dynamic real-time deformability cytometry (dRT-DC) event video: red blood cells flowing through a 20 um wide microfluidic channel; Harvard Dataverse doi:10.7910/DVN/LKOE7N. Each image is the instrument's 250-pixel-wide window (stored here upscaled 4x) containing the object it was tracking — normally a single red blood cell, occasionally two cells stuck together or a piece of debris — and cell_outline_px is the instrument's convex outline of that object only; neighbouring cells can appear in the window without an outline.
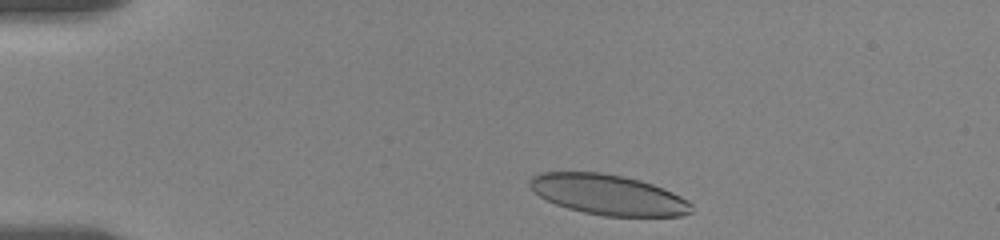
{"species": "human", "species_latin": "Homo sapiens", "temperature_condition": "room temperature", "stored_images_in_passage": 40, "camera_frame_rate_fps": 3000, "um_per_image_px": 0.085, "donor": {"sex": "female"}, "frame": {"image": 1, "passage_image": 2, "time_ms": 0.333, "image_size_px": [1000, 240], "cell_outline_px": [[692, 212], [680, 216], [604, 216], [584, 212], [568, 208], [556, 204], [540, 196], [528, 184], [528, 180], [532, 176], [540, 172], [600, 172], [624, 176], [640, 180], [652, 184], [672, 192], [688, 200], [692, 204]], "centroid_in_image_um": [51.7, 16.54], "position_along_channel_um": 33.3, "area_um2": 37.86}}
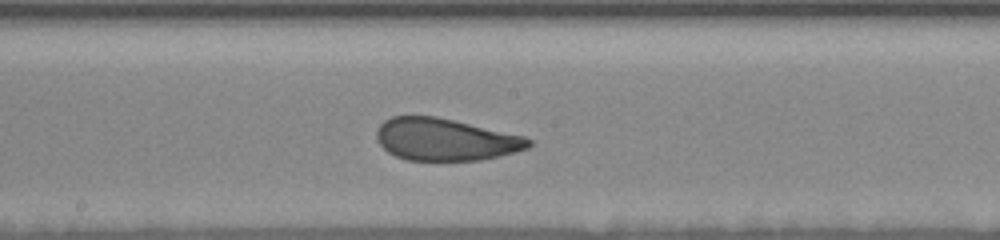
{"frame": {"image": 2, "passage_image": 22, "time_ms": 7.0, "image_size_px": [1000, 240], "cell_outline_px": [[532, 144], [528, 148], [480, 160], [408, 160], [396, 156], [388, 152], [380, 144], [376, 136], [376, 128], [384, 120], [392, 116], [436, 116], [524, 136], [532, 140]], "centroid_in_image_um": [37.82, 11.85], "position_along_channel_um": 210.4, "area_um2": 37.11}}
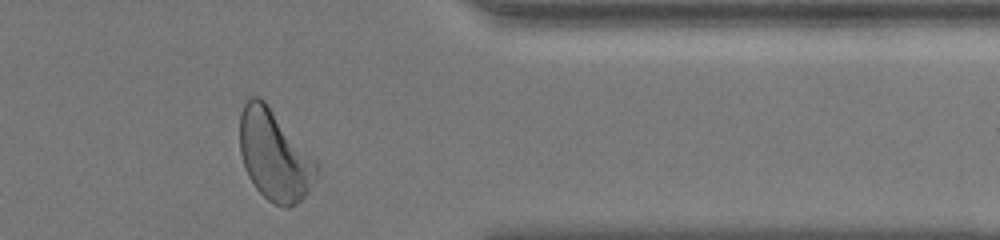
{"frame": {"image": 3, "passage_image": 38, "time_ms": 12.333, "image_size_px": [1000, 240], "cell_outline_px": [[316, 176], [308, 192], [296, 204], [288, 208], [284, 208], [268, 200], [256, 188], [248, 176], [244, 168], [240, 152], [240, 112], [248, 96], [260, 96], [264, 100], [316, 160]], "centroid_in_image_um": [23.29, 13.19], "position_along_channel_um": 388.1, "area_um2": 40.23}, "authors_computed_cell_mechanics": {"area_um2": 38.6682, "velocity_mm_per_s": 3.5198, "shape_relaxation_time_tau1_ms": 4.4071, "shape_relaxation_time_tau2_ms": 1.0327, "deformation_change_tau1": 0.1472, "deformation_change_tau2": 0.0822}}